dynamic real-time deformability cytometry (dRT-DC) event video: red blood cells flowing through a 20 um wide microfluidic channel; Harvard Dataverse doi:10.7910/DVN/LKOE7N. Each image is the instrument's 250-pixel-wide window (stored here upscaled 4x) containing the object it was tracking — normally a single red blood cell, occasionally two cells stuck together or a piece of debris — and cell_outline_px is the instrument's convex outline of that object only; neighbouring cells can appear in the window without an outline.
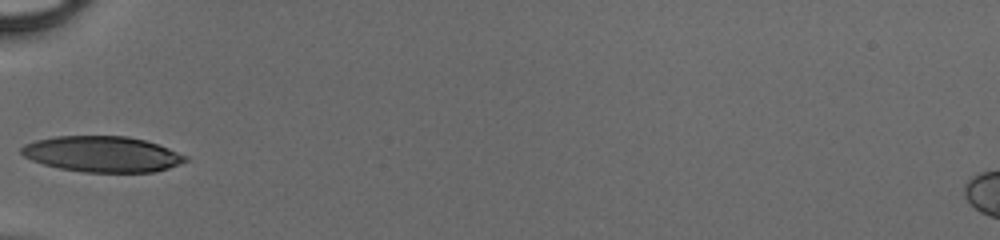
{"species": "human", "species_latin": "Homo sapiens", "temperature_condition": "cold", "stored_images_in_passage": 25, "camera_frame_rate_fps": 3000, "um_per_image_px": 0.085, "donor": {"sex": "male"}, "frame": {"image": 1, "passage_image": 1, "time_ms": 0.0, "image_size_px": [1000, 240], "cell_outline_px": [[188, 160], [180, 164], [156, 172], [84, 172], [60, 168], [44, 164], [32, 160], [24, 156], [20, 152], [20, 148], [24, 144], [36, 140], [56, 136], [128, 136], [144, 140], [168, 148], [188, 156]], "centroid_in_image_um": [8.7, 13.1], "position_along_channel_um": 76.3, "area_um2": 34.16}}
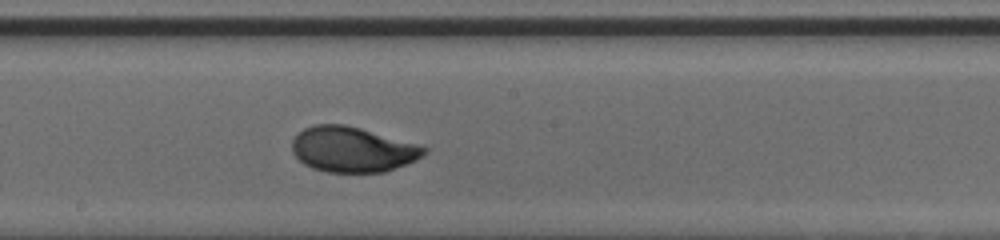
{"frame": {"image": 2, "passage_image": 11, "time_ms": 3.333, "image_size_px": [1000, 240], "cell_outline_px": [[428, 152], [424, 156], [416, 160], [384, 172], [328, 172], [312, 168], [304, 164], [292, 152], [292, 140], [304, 128], [316, 124], [344, 124], [360, 128], [420, 144], [428, 148]], "centroid_in_image_um": [29.99, 12.7], "position_along_channel_um": 218.2, "area_um2": 34.91}}
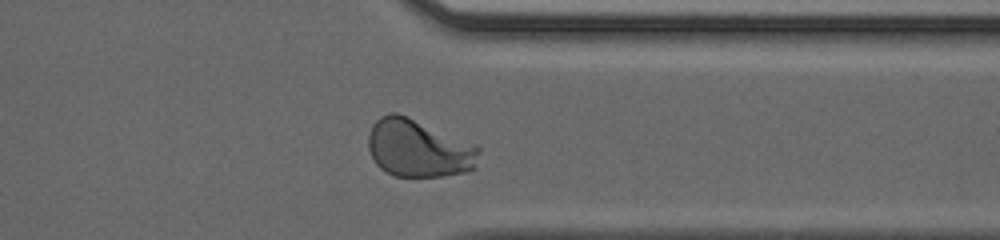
{"frame": {"image": 3, "passage_image": 22, "time_ms": 7.0, "image_size_px": [1000, 240], "cell_outline_px": [[480, 152], [476, 168], [468, 172], [444, 176], [392, 176], [380, 168], [376, 164], [368, 148], [368, 132], [372, 124], [380, 116], [388, 112], [396, 112], [480, 148]], "centroid_in_image_um": [35.53, 12.64], "position_along_channel_um": 375.9, "area_um2": 36.88}}